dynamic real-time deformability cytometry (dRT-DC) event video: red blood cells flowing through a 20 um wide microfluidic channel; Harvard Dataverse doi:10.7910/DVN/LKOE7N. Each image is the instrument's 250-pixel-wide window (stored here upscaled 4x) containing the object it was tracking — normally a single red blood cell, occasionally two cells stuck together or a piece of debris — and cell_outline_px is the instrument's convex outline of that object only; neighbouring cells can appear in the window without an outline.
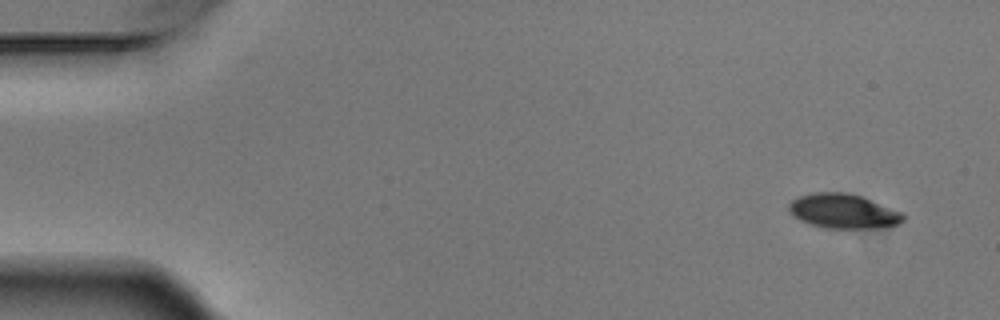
{"species": "Egyptian fruit bat (a non-hibernating species)", "species_latin": "Rousettus aegyptiacus", "temperature_condition": "warm", "stored_images_in_passage": 5, "camera_frame_rate_fps": 3000, "um_per_image_px": 0.085, "animal": {"sex": "male"}, "frame": {"image": 1, "passage_image": 1, "time_ms": 0.0, "image_size_px": [1000, 320], "cell_outline_px": [[904, 220], [900, 224], [892, 228], [824, 228], [800, 220], [792, 216], [788, 212], [788, 204], [792, 200], [800, 196], [812, 192], [848, 192], [860, 196], [900, 212], [904, 216]], "centroid_in_image_um": [71.66, 17.96], "position_along_channel_um": 13.3, "area_um2": 23.12}}
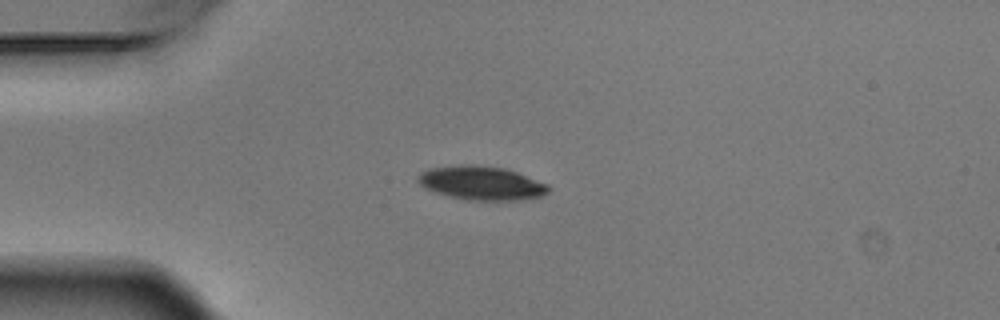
{"frame": {"image": 2, "passage_image": 4, "time_ms": 1.0, "image_size_px": [1000, 320], "cell_outline_px": [[552, 188], [548, 192], [540, 196], [516, 200], [468, 200], [448, 196], [436, 192], [420, 184], [416, 180], [420, 172], [428, 168], [460, 164], [480, 164], [504, 168], [516, 172], [548, 184]], "centroid_in_image_um": [40.91, 15.54], "position_along_channel_um": 44.1, "area_um2": 25.78}}